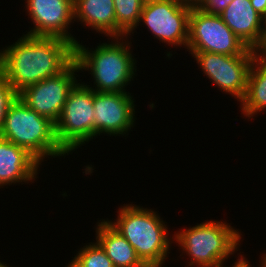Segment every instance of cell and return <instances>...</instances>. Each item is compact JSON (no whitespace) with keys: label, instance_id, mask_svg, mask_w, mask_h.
I'll return each mask as SVG.
<instances>
[{"label":"cell","instance_id":"1","mask_svg":"<svg viewBox=\"0 0 266 267\" xmlns=\"http://www.w3.org/2000/svg\"><path fill=\"white\" fill-rule=\"evenodd\" d=\"M74 47L63 38L23 34L0 52V71L18 94L62 72L74 60Z\"/></svg>","mask_w":266,"mask_h":267},{"label":"cell","instance_id":"2","mask_svg":"<svg viewBox=\"0 0 266 267\" xmlns=\"http://www.w3.org/2000/svg\"><path fill=\"white\" fill-rule=\"evenodd\" d=\"M117 212L116 222L108 223L132 245L147 267H162L170 253L171 241L160 216L151 209L132 204L122 206Z\"/></svg>","mask_w":266,"mask_h":267},{"label":"cell","instance_id":"3","mask_svg":"<svg viewBox=\"0 0 266 267\" xmlns=\"http://www.w3.org/2000/svg\"><path fill=\"white\" fill-rule=\"evenodd\" d=\"M116 39V40H115ZM123 38H114V43H102L94 51L88 50L79 42L74 47V60L79 70L91 71L94 91L126 92L124 89L133 80L136 72V61L130 49V42ZM122 40V42L118 41ZM129 42V43H128ZM128 44V45H127ZM90 69V70H89Z\"/></svg>","mask_w":266,"mask_h":267},{"label":"cell","instance_id":"4","mask_svg":"<svg viewBox=\"0 0 266 267\" xmlns=\"http://www.w3.org/2000/svg\"><path fill=\"white\" fill-rule=\"evenodd\" d=\"M0 137L26 149L39 162L64 156L55 133V123L30 109L19 97L7 110Z\"/></svg>","mask_w":266,"mask_h":267},{"label":"cell","instance_id":"5","mask_svg":"<svg viewBox=\"0 0 266 267\" xmlns=\"http://www.w3.org/2000/svg\"><path fill=\"white\" fill-rule=\"evenodd\" d=\"M222 221H207L175 233L174 238L191 258L188 264L200 267H223L224 261L238 251L241 232Z\"/></svg>","mask_w":266,"mask_h":267},{"label":"cell","instance_id":"6","mask_svg":"<svg viewBox=\"0 0 266 267\" xmlns=\"http://www.w3.org/2000/svg\"><path fill=\"white\" fill-rule=\"evenodd\" d=\"M60 147L69 153L94 137L93 90L90 85L76 83L55 123Z\"/></svg>","mask_w":266,"mask_h":267},{"label":"cell","instance_id":"7","mask_svg":"<svg viewBox=\"0 0 266 267\" xmlns=\"http://www.w3.org/2000/svg\"><path fill=\"white\" fill-rule=\"evenodd\" d=\"M187 49L190 54L208 52L223 55H256L223 22L220 15L204 13L192 6L189 17Z\"/></svg>","mask_w":266,"mask_h":267},{"label":"cell","instance_id":"8","mask_svg":"<svg viewBox=\"0 0 266 267\" xmlns=\"http://www.w3.org/2000/svg\"><path fill=\"white\" fill-rule=\"evenodd\" d=\"M191 8L179 0H145L139 23L143 21L158 40L186 48Z\"/></svg>","mask_w":266,"mask_h":267},{"label":"cell","instance_id":"9","mask_svg":"<svg viewBox=\"0 0 266 267\" xmlns=\"http://www.w3.org/2000/svg\"><path fill=\"white\" fill-rule=\"evenodd\" d=\"M78 65L73 60L62 72L24 88L18 97L39 115L56 123L72 88L77 83Z\"/></svg>","mask_w":266,"mask_h":267},{"label":"cell","instance_id":"10","mask_svg":"<svg viewBox=\"0 0 266 267\" xmlns=\"http://www.w3.org/2000/svg\"><path fill=\"white\" fill-rule=\"evenodd\" d=\"M203 73L223 92L241 101L255 55H223L195 52L193 56Z\"/></svg>","mask_w":266,"mask_h":267},{"label":"cell","instance_id":"11","mask_svg":"<svg viewBox=\"0 0 266 267\" xmlns=\"http://www.w3.org/2000/svg\"><path fill=\"white\" fill-rule=\"evenodd\" d=\"M129 92L93 90L94 137L101 133L124 135L135 121L134 99Z\"/></svg>","mask_w":266,"mask_h":267},{"label":"cell","instance_id":"12","mask_svg":"<svg viewBox=\"0 0 266 267\" xmlns=\"http://www.w3.org/2000/svg\"><path fill=\"white\" fill-rule=\"evenodd\" d=\"M26 3L35 25L27 35L59 37L76 45L78 41L67 31L74 19V0H27Z\"/></svg>","mask_w":266,"mask_h":267},{"label":"cell","instance_id":"13","mask_svg":"<svg viewBox=\"0 0 266 267\" xmlns=\"http://www.w3.org/2000/svg\"><path fill=\"white\" fill-rule=\"evenodd\" d=\"M220 16L248 48L255 50L261 44L264 35L263 16L254 9L250 0H233Z\"/></svg>","mask_w":266,"mask_h":267},{"label":"cell","instance_id":"14","mask_svg":"<svg viewBox=\"0 0 266 267\" xmlns=\"http://www.w3.org/2000/svg\"><path fill=\"white\" fill-rule=\"evenodd\" d=\"M41 163L26 149L0 137V186L32 182Z\"/></svg>","mask_w":266,"mask_h":267},{"label":"cell","instance_id":"15","mask_svg":"<svg viewBox=\"0 0 266 267\" xmlns=\"http://www.w3.org/2000/svg\"><path fill=\"white\" fill-rule=\"evenodd\" d=\"M74 19L110 38L127 36L116 25L113 0H74Z\"/></svg>","mask_w":266,"mask_h":267},{"label":"cell","instance_id":"16","mask_svg":"<svg viewBox=\"0 0 266 267\" xmlns=\"http://www.w3.org/2000/svg\"><path fill=\"white\" fill-rule=\"evenodd\" d=\"M96 241L105 250L114 267H147L137 256L132 245L109 223H97Z\"/></svg>","mask_w":266,"mask_h":267},{"label":"cell","instance_id":"17","mask_svg":"<svg viewBox=\"0 0 266 267\" xmlns=\"http://www.w3.org/2000/svg\"><path fill=\"white\" fill-rule=\"evenodd\" d=\"M240 102L242 114L249 118L266 108V60L256 55L250 68L245 95Z\"/></svg>","mask_w":266,"mask_h":267},{"label":"cell","instance_id":"18","mask_svg":"<svg viewBox=\"0 0 266 267\" xmlns=\"http://www.w3.org/2000/svg\"><path fill=\"white\" fill-rule=\"evenodd\" d=\"M116 25L128 36L139 26L145 0H113ZM138 24V25H137Z\"/></svg>","mask_w":266,"mask_h":267},{"label":"cell","instance_id":"19","mask_svg":"<svg viewBox=\"0 0 266 267\" xmlns=\"http://www.w3.org/2000/svg\"><path fill=\"white\" fill-rule=\"evenodd\" d=\"M67 267H114L105 250L96 243L80 248Z\"/></svg>","mask_w":266,"mask_h":267},{"label":"cell","instance_id":"20","mask_svg":"<svg viewBox=\"0 0 266 267\" xmlns=\"http://www.w3.org/2000/svg\"><path fill=\"white\" fill-rule=\"evenodd\" d=\"M17 97L18 94L13 90L4 74L0 71V131L3 127L7 110Z\"/></svg>","mask_w":266,"mask_h":267},{"label":"cell","instance_id":"21","mask_svg":"<svg viewBox=\"0 0 266 267\" xmlns=\"http://www.w3.org/2000/svg\"><path fill=\"white\" fill-rule=\"evenodd\" d=\"M232 1L233 0H202L196 7L204 13L220 15Z\"/></svg>","mask_w":266,"mask_h":267},{"label":"cell","instance_id":"22","mask_svg":"<svg viewBox=\"0 0 266 267\" xmlns=\"http://www.w3.org/2000/svg\"><path fill=\"white\" fill-rule=\"evenodd\" d=\"M254 9L263 17L266 15V0H250Z\"/></svg>","mask_w":266,"mask_h":267},{"label":"cell","instance_id":"23","mask_svg":"<svg viewBox=\"0 0 266 267\" xmlns=\"http://www.w3.org/2000/svg\"><path fill=\"white\" fill-rule=\"evenodd\" d=\"M255 52H256V56L266 60V32L263 35L261 44L255 49Z\"/></svg>","mask_w":266,"mask_h":267},{"label":"cell","instance_id":"24","mask_svg":"<svg viewBox=\"0 0 266 267\" xmlns=\"http://www.w3.org/2000/svg\"><path fill=\"white\" fill-rule=\"evenodd\" d=\"M179 1L185 4H189L191 6H197L199 2H201L202 0H179Z\"/></svg>","mask_w":266,"mask_h":267},{"label":"cell","instance_id":"25","mask_svg":"<svg viewBox=\"0 0 266 267\" xmlns=\"http://www.w3.org/2000/svg\"><path fill=\"white\" fill-rule=\"evenodd\" d=\"M251 265L249 262L244 258L239 264L235 265L234 267H250Z\"/></svg>","mask_w":266,"mask_h":267},{"label":"cell","instance_id":"26","mask_svg":"<svg viewBox=\"0 0 266 267\" xmlns=\"http://www.w3.org/2000/svg\"><path fill=\"white\" fill-rule=\"evenodd\" d=\"M264 257L262 258L263 260H262V265H261V267H266V254L265 255H263Z\"/></svg>","mask_w":266,"mask_h":267},{"label":"cell","instance_id":"27","mask_svg":"<svg viewBox=\"0 0 266 267\" xmlns=\"http://www.w3.org/2000/svg\"><path fill=\"white\" fill-rule=\"evenodd\" d=\"M245 257H243L242 255L240 256V259L238 258L237 261L234 263V265L232 267H234L235 265L239 264Z\"/></svg>","mask_w":266,"mask_h":267},{"label":"cell","instance_id":"28","mask_svg":"<svg viewBox=\"0 0 266 267\" xmlns=\"http://www.w3.org/2000/svg\"><path fill=\"white\" fill-rule=\"evenodd\" d=\"M263 30H264V33L266 32V15L263 17Z\"/></svg>","mask_w":266,"mask_h":267},{"label":"cell","instance_id":"29","mask_svg":"<svg viewBox=\"0 0 266 267\" xmlns=\"http://www.w3.org/2000/svg\"><path fill=\"white\" fill-rule=\"evenodd\" d=\"M0 267H8L6 264L0 262Z\"/></svg>","mask_w":266,"mask_h":267}]
</instances>
